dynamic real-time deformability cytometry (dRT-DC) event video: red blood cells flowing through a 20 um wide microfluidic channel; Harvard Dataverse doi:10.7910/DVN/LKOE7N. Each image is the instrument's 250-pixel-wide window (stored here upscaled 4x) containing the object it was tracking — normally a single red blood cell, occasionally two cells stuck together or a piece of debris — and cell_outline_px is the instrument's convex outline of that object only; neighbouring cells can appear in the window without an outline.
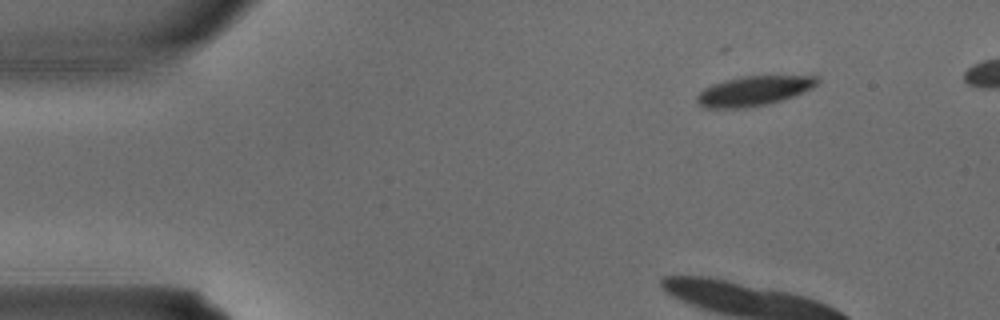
{"species": "common noctule bat (a hibernating species)", "species_latin": "Nyctalus noctula", "temperature_condition": "warm", "stored_images_in_passage": 3, "camera_frame_rate_fps": 3000, "um_per_image_px": 0.085, "animal": {"sex": "male", "body_mass_g": 15.6}, "frame": {"image": 1, "passage_image": 1, "time_ms": 0.0, "image_size_px": [1000, 320], "cell_outline_px": [[820, 84], [812, 88], [792, 96], [768, 104], [744, 108], [704, 108], [696, 100], [696, 96], [704, 88], [712, 84], [724, 80], [744, 76], [820, 76]], "centroid_in_image_um": [64.08, 7.72], "position_along_channel_um": 20.9, "area_um2": 20.81}}